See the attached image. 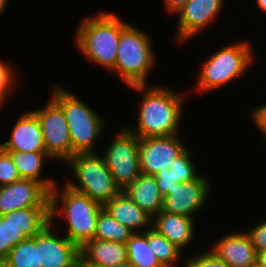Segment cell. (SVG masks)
I'll list each match as a JSON object with an SVG mask.
<instances>
[{
  "instance_id": "6da1fadb",
  "label": "cell",
  "mask_w": 266,
  "mask_h": 267,
  "mask_svg": "<svg viewBox=\"0 0 266 267\" xmlns=\"http://www.w3.org/2000/svg\"><path fill=\"white\" fill-rule=\"evenodd\" d=\"M130 89L143 94L137 128L134 130L133 127H126L131 133L140 139L177 135L185 102L183 94H177L164 86L150 84L131 86Z\"/></svg>"
},
{
  "instance_id": "7a4b0ae2",
  "label": "cell",
  "mask_w": 266,
  "mask_h": 267,
  "mask_svg": "<svg viewBox=\"0 0 266 267\" xmlns=\"http://www.w3.org/2000/svg\"><path fill=\"white\" fill-rule=\"evenodd\" d=\"M61 188L56 184L50 191V222L54 224L56 217L64 220L67 224L64 235L82 248L93 239L103 206L65 184Z\"/></svg>"
},
{
  "instance_id": "3957f363",
  "label": "cell",
  "mask_w": 266,
  "mask_h": 267,
  "mask_svg": "<svg viewBox=\"0 0 266 267\" xmlns=\"http://www.w3.org/2000/svg\"><path fill=\"white\" fill-rule=\"evenodd\" d=\"M128 24L107 11L84 17L75 33V44L88 62L111 71L115 66L121 32Z\"/></svg>"
},
{
  "instance_id": "277c9868",
  "label": "cell",
  "mask_w": 266,
  "mask_h": 267,
  "mask_svg": "<svg viewBox=\"0 0 266 267\" xmlns=\"http://www.w3.org/2000/svg\"><path fill=\"white\" fill-rule=\"evenodd\" d=\"M50 97L62 108L67 120L72 156L77 153H96L95 146L105 129L104 118L62 85H56Z\"/></svg>"
},
{
  "instance_id": "5b68a950",
  "label": "cell",
  "mask_w": 266,
  "mask_h": 267,
  "mask_svg": "<svg viewBox=\"0 0 266 267\" xmlns=\"http://www.w3.org/2000/svg\"><path fill=\"white\" fill-rule=\"evenodd\" d=\"M150 41L144 30L130 23L121 32L115 66L111 71L128 87L148 84V75L156 63Z\"/></svg>"
},
{
  "instance_id": "8992f818",
  "label": "cell",
  "mask_w": 266,
  "mask_h": 267,
  "mask_svg": "<svg viewBox=\"0 0 266 267\" xmlns=\"http://www.w3.org/2000/svg\"><path fill=\"white\" fill-rule=\"evenodd\" d=\"M253 46L249 42H237L224 46L203 62L195 91L213 92L241 77L254 63Z\"/></svg>"
},
{
  "instance_id": "52a82bcc",
  "label": "cell",
  "mask_w": 266,
  "mask_h": 267,
  "mask_svg": "<svg viewBox=\"0 0 266 267\" xmlns=\"http://www.w3.org/2000/svg\"><path fill=\"white\" fill-rule=\"evenodd\" d=\"M66 163L76 181L66 179L65 185L100 205L104 206L122 191L100 153H77Z\"/></svg>"
},
{
  "instance_id": "ba28073f",
  "label": "cell",
  "mask_w": 266,
  "mask_h": 267,
  "mask_svg": "<svg viewBox=\"0 0 266 267\" xmlns=\"http://www.w3.org/2000/svg\"><path fill=\"white\" fill-rule=\"evenodd\" d=\"M119 131L101 156L116 184L123 190L142 173L139 158L140 138L126 127Z\"/></svg>"
},
{
  "instance_id": "9c48e42d",
  "label": "cell",
  "mask_w": 266,
  "mask_h": 267,
  "mask_svg": "<svg viewBox=\"0 0 266 267\" xmlns=\"http://www.w3.org/2000/svg\"><path fill=\"white\" fill-rule=\"evenodd\" d=\"M31 111L40 121L46 153L66 162L72 157V144L62 108L50 97L42 109Z\"/></svg>"
},
{
  "instance_id": "30bf717a",
  "label": "cell",
  "mask_w": 266,
  "mask_h": 267,
  "mask_svg": "<svg viewBox=\"0 0 266 267\" xmlns=\"http://www.w3.org/2000/svg\"><path fill=\"white\" fill-rule=\"evenodd\" d=\"M49 222L35 235L38 247V266L42 267H81L80 248L65 235H55Z\"/></svg>"
},
{
  "instance_id": "8fae6325",
  "label": "cell",
  "mask_w": 266,
  "mask_h": 267,
  "mask_svg": "<svg viewBox=\"0 0 266 267\" xmlns=\"http://www.w3.org/2000/svg\"><path fill=\"white\" fill-rule=\"evenodd\" d=\"M177 136L140 139L139 158L143 174L155 176L158 172L168 170L177 157L188 149Z\"/></svg>"
},
{
  "instance_id": "7c38bea8",
  "label": "cell",
  "mask_w": 266,
  "mask_h": 267,
  "mask_svg": "<svg viewBox=\"0 0 266 267\" xmlns=\"http://www.w3.org/2000/svg\"><path fill=\"white\" fill-rule=\"evenodd\" d=\"M211 189L210 181L201 175L192 181L177 183L163 199L162 211L192 217L203 210Z\"/></svg>"
},
{
  "instance_id": "4fadbf2b",
  "label": "cell",
  "mask_w": 266,
  "mask_h": 267,
  "mask_svg": "<svg viewBox=\"0 0 266 267\" xmlns=\"http://www.w3.org/2000/svg\"><path fill=\"white\" fill-rule=\"evenodd\" d=\"M27 207H50V192L41 183L21 178L0 186V215Z\"/></svg>"
},
{
  "instance_id": "5bb4252c",
  "label": "cell",
  "mask_w": 266,
  "mask_h": 267,
  "mask_svg": "<svg viewBox=\"0 0 266 267\" xmlns=\"http://www.w3.org/2000/svg\"><path fill=\"white\" fill-rule=\"evenodd\" d=\"M225 0H188L177 12L178 24L176 38L184 43L197 36L207 25H210L221 12Z\"/></svg>"
},
{
  "instance_id": "9a60e30c",
  "label": "cell",
  "mask_w": 266,
  "mask_h": 267,
  "mask_svg": "<svg viewBox=\"0 0 266 267\" xmlns=\"http://www.w3.org/2000/svg\"><path fill=\"white\" fill-rule=\"evenodd\" d=\"M3 147L4 151L46 152L40 121L31 110L19 115Z\"/></svg>"
},
{
  "instance_id": "2e32d148",
  "label": "cell",
  "mask_w": 266,
  "mask_h": 267,
  "mask_svg": "<svg viewBox=\"0 0 266 267\" xmlns=\"http://www.w3.org/2000/svg\"><path fill=\"white\" fill-rule=\"evenodd\" d=\"M210 250L230 267H253L257 263V251L244 231L225 234Z\"/></svg>"
},
{
  "instance_id": "e0dca14e",
  "label": "cell",
  "mask_w": 266,
  "mask_h": 267,
  "mask_svg": "<svg viewBox=\"0 0 266 267\" xmlns=\"http://www.w3.org/2000/svg\"><path fill=\"white\" fill-rule=\"evenodd\" d=\"M81 267H108L127 261L126 243L92 239L80 248Z\"/></svg>"
},
{
  "instance_id": "ac0fdd59",
  "label": "cell",
  "mask_w": 266,
  "mask_h": 267,
  "mask_svg": "<svg viewBox=\"0 0 266 267\" xmlns=\"http://www.w3.org/2000/svg\"><path fill=\"white\" fill-rule=\"evenodd\" d=\"M195 220L192 217L160 211L152 218V229L165 236L183 251L192 242L195 233Z\"/></svg>"
},
{
  "instance_id": "d6986e66",
  "label": "cell",
  "mask_w": 266,
  "mask_h": 267,
  "mask_svg": "<svg viewBox=\"0 0 266 267\" xmlns=\"http://www.w3.org/2000/svg\"><path fill=\"white\" fill-rule=\"evenodd\" d=\"M103 208L134 233L139 232L141 228L140 232L152 228V217L139 208L123 191L113 197Z\"/></svg>"
},
{
  "instance_id": "ffe728a7",
  "label": "cell",
  "mask_w": 266,
  "mask_h": 267,
  "mask_svg": "<svg viewBox=\"0 0 266 267\" xmlns=\"http://www.w3.org/2000/svg\"><path fill=\"white\" fill-rule=\"evenodd\" d=\"M122 191L152 218L162 210L164 196L158 188L155 176L141 173Z\"/></svg>"
},
{
  "instance_id": "44dd1931",
  "label": "cell",
  "mask_w": 266,
  "mask_h": 267,
  "mask_svg": "<svg viewBox=\"0 0 266 267\" xmlns=\"http://www.w3.org/2000/svg\"><path fill=\"white\" fill-rule=\"evenodd\" d=\"M10 154L21 178L32 179L41 183L49 192L57 181L51 178H42L45 159L52 158L46 152L6 151Z\"/></svg>"
},
{
  "instance_id": "7402d4cb",
  "label": "cell",
  "mask_w": 266,
  "mask_h": 267,
  "mask_svg": "<svg viewBox=\"0 0 266 267\" xmlns=\"http://www.w3.org/2000/svg\"><path fill=\"white\" fill-rule=\"evenodd\" d=\"M50 222V207H27L15 210V225L26 239L38 234Z\"/></svg>"
},
{
  "instance_id": "603a6c76",
  "label": "cell",
  "mask_w": 266,
  "mask_h": 267,
  "mask_svg": "<svg viewBox=\"0 0 266 267\" xmlns=\"http://www.w3.org/2000/svg\"><path fill=\"white\" fill-rule=\"evenodd\" d=\"M126 245L127 261L135 267H164L148 246V230L133 233Z\"/></svg>"
},
{
  "instance_id": "cb8c5ba5",
  "label": "cell",
  "mask_w": 266,
  "mask_h": 267,
  "mask_svg": "<svg viewBox=\"0 0 266 267\" xmlns=\"http://www.w3.org/2000/svg\"><path fill=\"white\" fill-rule=\"evenodd\" d=\"M134 232L115 220L104 208L99 212L93 239L126 243Z\"/></svg>"
},
{
  "instance_id": "d4e9b609",
  "label": "cell",
  "mask_w": 266,
  "mask_h": 267,
  "mask_svg": "<svg viewBox=\"0 0 266 267\" xmlns=\"http://www.w3.org/2000/svg\"><path fill=\"white\" fill-rule=\"evenodd\" d=\"M148 246L164 267H173L182 258V251L152 228L148 230Z\"/></svg>"
},
{
  "instance_id": "484cf974",
  "label": "cell",
  "mask_w": 266,
  "mask_h": 267,
  "mask_svg": "<svg viewBox=\"0 0 266 267\" xmlns=\"http://www.w3.org/2000/svg\"><path fill=\"white\" fill-rule=\"evenodd\" d=\"M3 262L6 267H42L38 266V247H35V236L25 239L12 248Z\"/></svg>"
},
{
  "instance_id": "4316f807",
  "label": "cell",
  "mask_w": 266,
  "mask_h": 267,
  "mask_svg": "<svg viewBox=\"0 0 266 267\" xmlns=\"http://www.w3.org/2000/svg\"><path fill=\"white\" fill-rule=\"evenodd\" d=\"M192 151L187 149L182 155L177 157L171 164L168 171L171 173L172 180L176 183H183L199 178L201 175L197 173L195 163L192 161Z\"/></svg>"
},
{
  "instance_id": "83f0119b",
  "label": "cell",
  "mask_w": 266,
  "mask_h": 267,
  "mask_svg": "<svg viewBox=\"0 0 266 267\" xmlns=\"http://www.w3.org/2000/svg\"><path fill=\"white\" fill-rule=\"evenodd\" d=\"M2 235L5 260L9 255L11 249L26 239L16 229L15 211L2 215Z\"/></svg>"
},
{
  "instance_id": "f1b7e54d",
  "label": "cell",
  "mask_w": 266,
  "mask_h": 267,
  "mask_svg": "<svg viewBox=\"0 0 266 267\" xmlns=\"http://www.w3.org/2000/svg\"><path fill=\"white\" fill-rule=\"evenodd\" d=\"M185 262V263H184ZM182 267H230L224 260L217 257L210 249L195 256L186 257Z\"/></svg>"
},
{
  "instance_id": "f546056e",
  "label": "cell",
  "mask_w": 266,
  "mask_h": 267,
  "mask_svg": "<svg viewBox=\"0 0 266 267\" xmlns=\"http://www.w3.org/2000/svg\"><path fill=\"white\" fill-rule=\"evenodd\" d=\"M21 179L18 170L6 151L0 154V186L11 184Z\"/></svg>"
},
{
  "instance_id": "4dcf8cb0",
  "label": "cell",
  "mask_w": 266,
  "mask_h": 267,
  "mask_svg": "<svg viewBox=\"0 0 266 267\" xmlns=\"http://www.w3.org/2000/svg\"><path fill=\"white\" fill-rule=\"evenodd\" d=\"M13 70L14 67L10 66L7 62L4 63L2 60H0V95L5 100L11 94L10 92L13 91L12 89L15 88L13 86H16V81H18Z\"/></svg>"
},
{
  "instance_id": "1f68e13d",
  "label": "cell",
  "mask_w": 266,
  "mask_h": 267,
  "mask_svg": "<svg viewBox=\"0 0 266 267\" xmlns=\"http://www.w3.org/2000/svg\"><path fill=\"white\" fill-rule=\"evenodd\" d=\"M245 232L249 236L257 252L266 249V220L254 227H250V229L247 231L245 230Z\"/></svg>"
},
{
  "instance_id": "d6a6232c",
  "label": "cell",
  "mask_w": 266,
  "mask_h": 267,
  "mask_svg": "<svg viewBox=\"0 0 266 267\" xmlns=\"http://www.w3.org/2000/svg\"><path fill=\"white\" fill-rule=\"evenodd\" d=\"M250 117L266 140V103L255 107L250 111Z\"/></svg>"
},
{
  "instance_id": "836d02e7",
  "label": "cell",
  "mask_w": 266,
  "mask_h": 267,
  "mask_svg": "<svg viewBox=\"0 0 266 267\" xmlns=\"http://www.w3.org/2000/svg\"><path fill=\"white\" fill-rule=\"evenodd\" d=\"M155 177L158 188L164 197L167 195V190H171L177 184L176 181L172 180L171 173L168 170L158 172Z\"/></svg>"
},
{
  "instance_id": "e575fe53",
  "label": "cell",
  "mask_w": 266,
  "mask_h": 267,
  "mask_svg": "<svg viewBox=\"0 0 266 267\" xmlns=\"http://www.w3.org/2000/svg\"><path fill=\"white\" fill-rule=\"evenodd\" d=\"M166 10L171 13H177L188 0H163Z\"/></svg>"
},
{
  "instance_id": "d590c367",
  "label": "cell",
  "mask_w": 266,
  "mask_h": 267,
  "mask_svg": "<svg viewBox=\"0 0 266 267\" xmlns=\"http://www.w3.org/2000/svg\"><path fill=\"white\" fill-rule=\"evenodd\" d=\"M0 261H4V247L2 235V215H0Z\"/></svg>"
},
{
  "instance_id": "8d00e7d4",
  "label": "cell",
  "mask_w": 266,
  "mask_h": 267,
  "mask_svg": "<svg viewBox=\"0 0 266 267\" xmlns=\"http://www.w3.org/2000/svg\"><path fill=\"white\" fill-rule=\"evenodd\" d=\"M257 263L266 267V249L260 252H257Z\"/></svg>"
},
{
  "instance_id": "74e56055",
  "label": "cell",
  "mask_w": 266,
  "mask_h": 267,
  "mask_svg": "<svg viewBox=\"0 0 266 267\" xmlns=\"http://www.w3.org/2000/svg\"><path fill=\"white\" fill-rule=\"evenodd\" d=\"M9 3V0H0V16L3 15V12L6 9L7 4Z\"/></svg>"
},
{
  "instance_id": "f35d334b",
  "label": "cell",
  "mask_w": 266,
  "mask_h": 267,
  "mask_svg": "<svg viewBox=\"0 0 266 267\" xmlns=\"http://www.w3.org/2000/svg\"><path fill=\"white\" fill-rule=\"evenodd\" d=\"M256 3L260 9L266 13V0H256Z\"/></svg>"
},
{
  "instance_id": "ab89813d",
  "label": "cell",
  "mask_w": 266,
  "mask_h": 267,
  "mask_svg": "<svg viewBox=\"0 0 266 267\" xmlns=\"http://www.w3.org/2000/svg\"><path fill=\"white\" fill-rule=\"evenodd\" d=\"M108 267H135V266L133 264H131L130 262L126 261L125 263L118 264L115 266H108Z\"/></svg>"
},
{
  "instance_id": "60d3db41",
  "label": "cell",
  "mask_w": 266,
  "mask_h": 267,
  "mask_svg": "<svg viewBox=\"0 0 266 267\" xmlns=\"http://www.w3.org/2000/svg\"><path fill=\"white\" fill-rule=\"evenodd\" d=\"M5 99L0 95V110L4 107Z\"/></svg>"
},
{
  "instance_id": "b9f144b4",
  "label": "cell",
  "mask_w": 266,
  "mask_h": 267,
  "mask_svg": "<svg viewBox=\"0 0 266 267\" xmlns=\"http://www.w3.org/2000/svg\"><path fill=\"white\" fill-rule=\"evenodd\" d=\"M4 151L3 143L0 144V154Z\"/></svg>"
},
{
  "instance_id": "7bdbcfd3",
  "label": "cell",
  "mask_w": 266,
  "mask_h": 267,
  "mask_svg": "<svg viewBox=\"0 0 266 267\" xmlns=\"http://www.w3.org/2000/svg\"><path fill=\"white\" fill-rule=\"evenodd\" d=\"M0 267H6V265L3 261H0Z\"/></svg>"
},
{
  "instance_id": "ee69618b",
  "label": "cell",
  "mask_w": 266,
  "mask_h": 267,
  "mask_svg": "<svg viewBox=\"0 0 266 267\" xmlns=\"http://www.w3.org/2000/svg\"><path fill=\"white\" fill-rule=\"evenodd\" d=\"M253 267H264V266L259 265L258 263H256Z\"/></svg>"
}]
</instances>
